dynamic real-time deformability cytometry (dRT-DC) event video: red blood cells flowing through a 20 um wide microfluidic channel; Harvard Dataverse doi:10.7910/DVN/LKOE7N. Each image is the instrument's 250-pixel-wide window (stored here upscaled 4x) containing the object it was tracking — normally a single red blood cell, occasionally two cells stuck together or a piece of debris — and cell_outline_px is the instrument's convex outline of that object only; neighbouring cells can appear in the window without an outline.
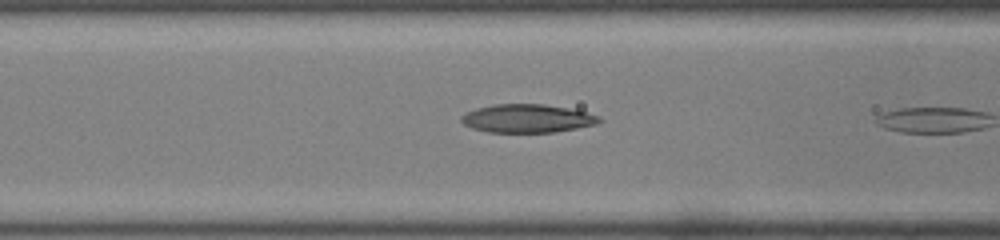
{"species": "common noctule bat (a hibernating species)", "species_latin": "Nyctalus noctula", "temperature_condition": "room temperature", "stored_images_in_passage": 7, "camera_frame_rate_fps": 3000, "um_per_image_px": 0.085, "animal": {"sex": "male", "body_mass_g": 19.0, "forearm_length_mm": 50.8}, "frame": {"image": 1, "passage_image": 6, "time_ms": 1.667, "image_size_px": [1000, 240], "cell_outline_px": [[604, 120], [596, 124], [576, 128], [552, 132], [488, 132], [472, 128], [464, 124], [460, 120], [460, 116], [476, 108], [492, 104], [544, 104], [568, 108], [600, 116]], "centroid_in_image_um": [44.8, 10.06], "position_along_channel_um": 121.8, "area_um2": 22.72}}